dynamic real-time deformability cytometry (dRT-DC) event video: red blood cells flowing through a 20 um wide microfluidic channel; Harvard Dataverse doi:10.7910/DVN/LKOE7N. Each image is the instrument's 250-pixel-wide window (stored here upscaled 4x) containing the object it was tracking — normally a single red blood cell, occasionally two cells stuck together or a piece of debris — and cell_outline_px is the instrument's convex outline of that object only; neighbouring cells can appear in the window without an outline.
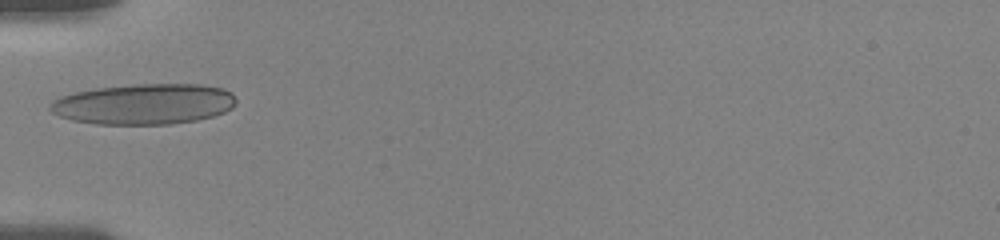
{"species": "human", "species_latin": "Homo sapiens", "temperature_condition": "room temperature", "stored_images_in_passage": 57, "camera_frame_rate_fps": 3000, "um_per_image_px": 0.085, "donor": {"sex": "female"}, "frame": {"image": 1, "passage_image": 1, "time_ms": 0.0, "image_size_px": [1000, 240], "cell_outline_px": [[236, 104], [232, 108], [224, 112], [212, 116], [196, 120], [172, 124], [96, 124], [72, 120], [60, 116], [52, 112], [48, 108], [52, 100], [76, 92], [96, 88], [132, 84], [204, 84], [224, 88], [232, 92], [236, 100]], "centroid_in_image_um": [12.28, 8.84], "position_along_channel_um": 72.7, "area_um2": 44.22}}
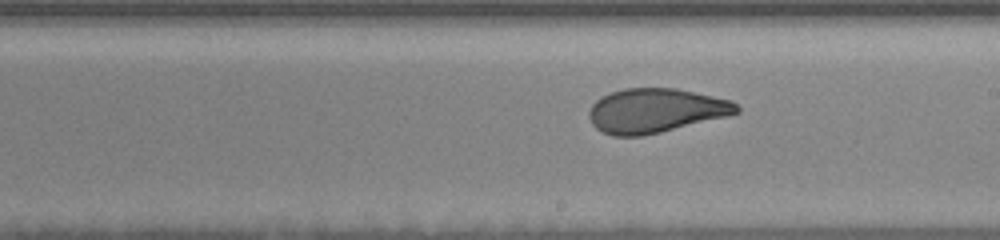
{"frame": {"image": 2, "passage_image": 20, "time_ms": 4.333, "image_size_px": [1000, 240], "cell_outline_px": [[740, 112], [728, 116], [660, 132], [640, 136], [612, 136], [596, 128], [592, 124], [588, 116], [588, 112], [592, 104], [600, 96], [624, 88], [676, 88], [732, 100], [740, 108]], "centroid_in_image_um": [55.71, 9.39], "position_along_channel_um": 233.3, "area_um2": 38.09}}
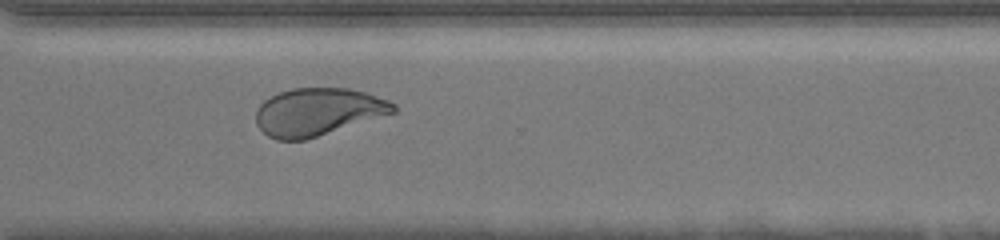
{"frame": {"image": 3, "passage_image": 37, "time_ms": 7.333, "image_size_px": [1000, 240], "cell_outline_px": [[396, 112], [304, 140], [276, 140], [268, 136], [256, 124], [256, 108], [264, 100], [280, 92], [292, 88], [348, 88], [364, 92], [388, 100], [396, 104]], "centroid_in_image_um": [27.0, 9.5], "position_along_channel_um": 343.6, "area_um2": 37.86}, "authors_computed_cell_mechanics": {"area_um2": 38.8416, "velocity_mm_per_s": 3.6807, "shape_relaxation_time_tau1_ms": 8.1011, "shape_relaxation_time_tau2_ms": 0.9568, "deformation_change_tau1": 0.2186, "deformation_change_tau2": 0.0725}}